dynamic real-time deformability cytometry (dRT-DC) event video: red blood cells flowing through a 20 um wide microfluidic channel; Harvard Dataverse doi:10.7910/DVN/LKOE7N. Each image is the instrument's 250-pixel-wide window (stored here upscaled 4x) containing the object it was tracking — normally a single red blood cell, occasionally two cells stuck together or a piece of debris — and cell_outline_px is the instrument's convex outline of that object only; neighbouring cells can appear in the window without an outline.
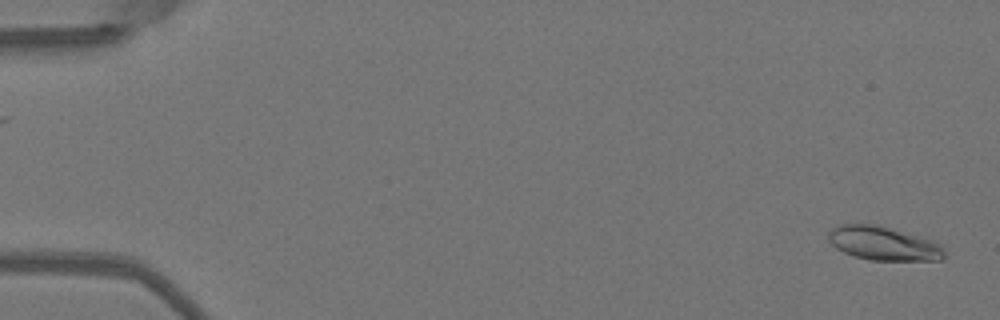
{"species": "Egyptian fruit bat (a non-hibernating species)", "species_latin": "Rousettus aegyptiacus", "temperature_condition": "warm", "stored_images_in_passage": 51, "camera_frame_rate_fps": 3000, "um_per_image_px": 0.085, "animal": {"sex": "female"}, "frame": {"image": 1, "passage_image": 2, "time_ms": 0.333, "image_size_px": [1000, 320], "cell_outline_px": [[944, 260], [868, 260], [852, 256], [836, 248], [828, 240], [828, 232], [832, 228], [840, 224], [876, 224], [932, 240], [944, 244]], "centroid_in_image_um": [75.1, 20.7], "position_along_channel_um": 9.9, "area_um2": 23.0}}
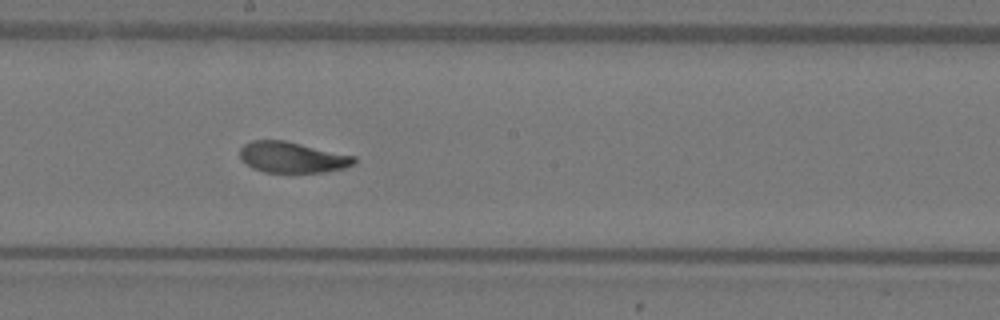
{"frame": {"image": 2, "passage_image": 29, "time_ms": 9.333, "image_size_px": [1000, 320], "cell_outline_px": [[356, 164], [344, 168], [324, 172], [264, 172], [252, 168], [240, 160], [240, 148], [244, 144], [252, 140], [284, 140], [356, 156]], "centroid_in_image_um": [24.83, 13.37], "position_along_channel_um": 223.4, "area_um2": 20.69}}
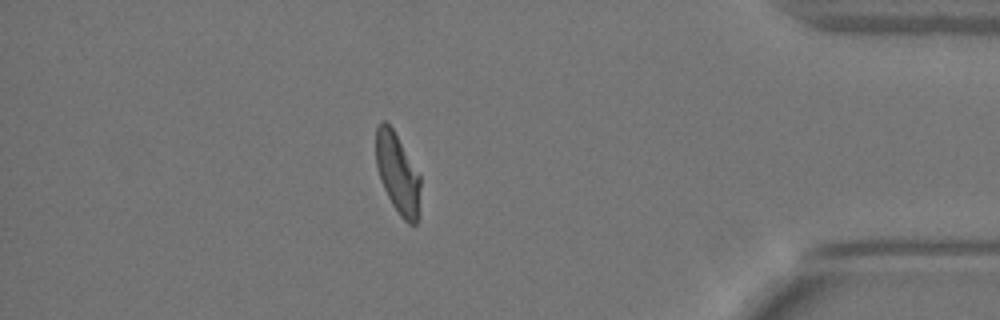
{"frame": {"image": 3, "passage_image": 45, "time_ms": 14.667, "image_size_px": [1000, 320], "cell_outline_px": [[420, 188], [416, 224], [408, 224], [400, 216], [392, 204], [384, 188], [376, 164], [376, 128], [380, 120], [384, 120], [392, 128], [420, 176]], "centroid_in_image_um": [33.78, 14.73], "position_along_channel_um": 401.4, "area_um2": 20.29}, "authors_computed_cell_mechanics": {"area_um2": 21.4438, "velocity_mm_per_s": 4.0366, "shape_relaxation_time_tau1_ms": 4.1793, "shape_relaxation_time_tau2_ms": 1.3016, "deformation_change_tau1": 0.1677, "deformation_change_tau2": 0.072}}